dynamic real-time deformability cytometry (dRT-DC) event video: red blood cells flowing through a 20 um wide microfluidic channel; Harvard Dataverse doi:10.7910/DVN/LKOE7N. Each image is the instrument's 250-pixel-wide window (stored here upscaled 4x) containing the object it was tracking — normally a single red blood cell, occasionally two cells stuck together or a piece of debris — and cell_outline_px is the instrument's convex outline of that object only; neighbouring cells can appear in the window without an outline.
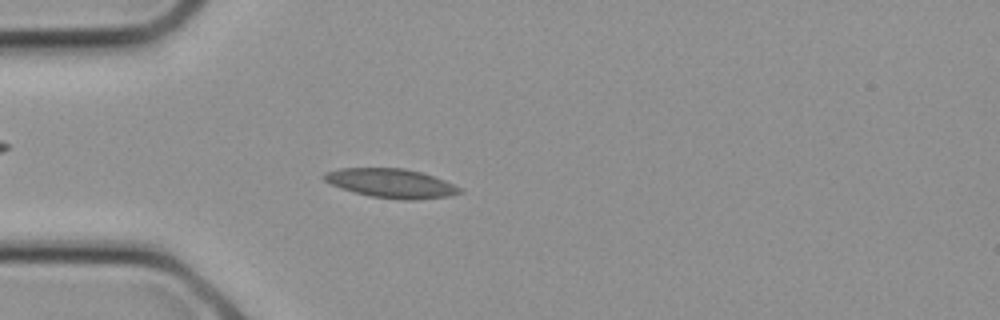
{"species": "common noctule bat (a hibernating species)", "species_latin": "Nyctalus noctula", "temperature_condition": "cold", "stored_images_in_passage": 14, "camera_frame_rate_fps": 3000, "um_per_image_px": 0.085, "animal": {"sex": "female", "body_mass_g": 21.9}, "frame": {"image": 1, "passage_image": 7, "time_ms": 2.0, "image_size_px": [1000, 320], "cell_outline_px": [[464, 192], [452, 196], [416, 200], [404, 200], [372, 196], [356, 192], [332, 184], [324, 180], [320, 176], [324, 172], [340, 168], [404, 168], [420, 172], [444, 180], [464, 188]], "centroid_in_image_um": [33.31, 15.58], "position_along_channel_um": 51.7, "area_um2": 23.0}}
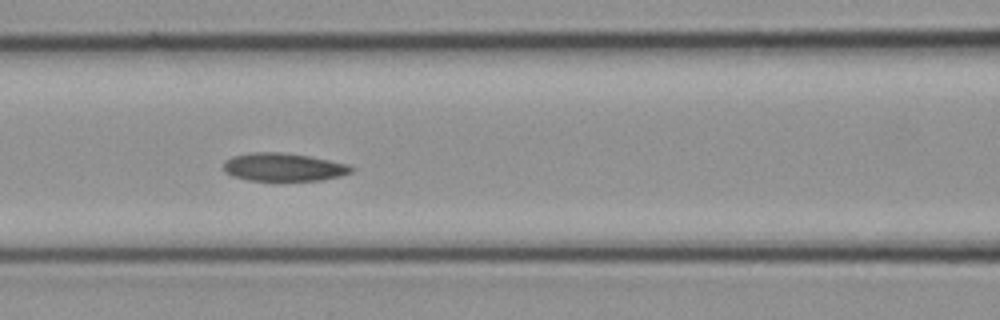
{"frame": {"image": 2, "passage_image": 11, "time_ms": 3.333, "image_size_px": [1000, 320], "cell_outline_px": [[356, 168], [352, 172], [340, 176], [320, 180], [276, 184], [248, 180], [232, 176], [224, 172], [224, 160], [232, 156], [252, 152], [284, 152], [308, 156], [348, 164]], "centroid_in_image_um": [24.07, 14.25], "position_along_channel_um": 142.5, "area_um2": 21.96}}
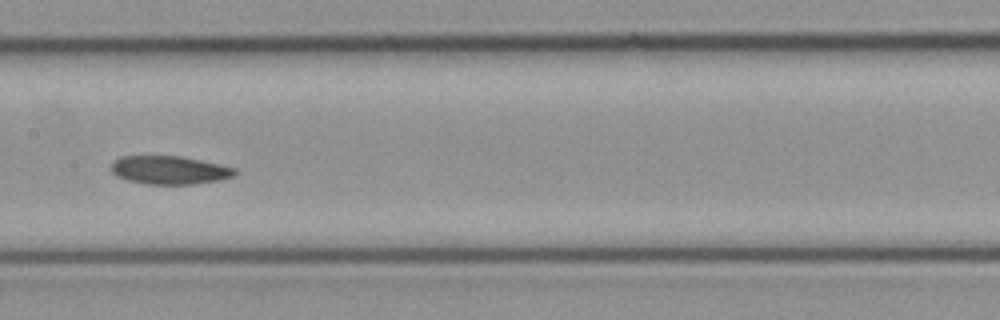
{"frame": {"image": 3, "passage_image": 13, "time_ms": 4.0, "image_size_px": [1000, 320], "cell_outline_px": [[236, 172], [232, 176], [220, 180], [192, 184], [148, 184], [128, 180], [116, 176], [112, 172], [112, 164], [120, 156], [180, 156], [220, 164], [236, 168]], "centroid_in_image_um": [14.41, 14.45], "position_along_channel_um": 193.0, "area_um2": 20.23}}